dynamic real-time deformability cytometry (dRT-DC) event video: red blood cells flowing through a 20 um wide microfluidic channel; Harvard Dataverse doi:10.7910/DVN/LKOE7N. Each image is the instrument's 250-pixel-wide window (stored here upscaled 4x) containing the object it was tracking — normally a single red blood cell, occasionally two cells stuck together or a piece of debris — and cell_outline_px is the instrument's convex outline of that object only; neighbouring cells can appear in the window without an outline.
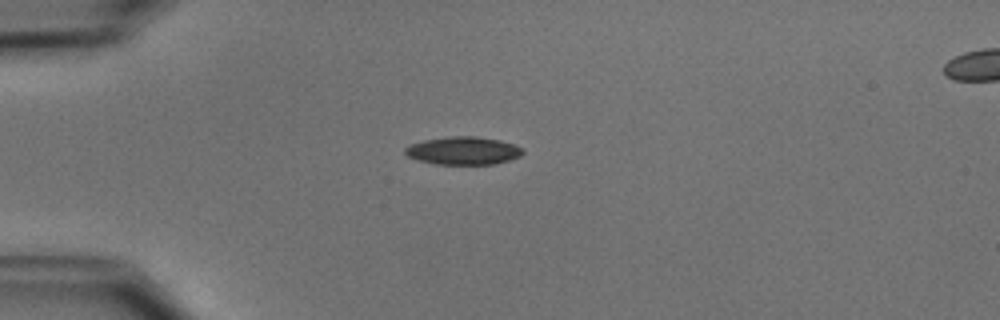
{"species": "common noctule bat (a hibernating species)", "species_latin": "Nyctalus noctula", "temperature_condition": "cold", "stored_images_in_passage": 39, "camera_frame_rate_fps": 3000, "um_per_image_px": 0.085, "animal": {"sex": "male", "body_mass_g": 15.6}, "frame": {"image": 1, "passage_image": 1, "time_ms": 0.0, "image_size_px": [1000, 320], "cell_outline_px": [[524, 152], [520, 156], [496, 164], [436, 164], [420, 160], [408, 156], [404, 152], [404, 148], [412, 144], [424, 140], [448, 136], [476, 136], [500, 140], [516, 144]], "centroid_in_image_um": [39.4, 12.8], "position_along_channel_um": 45.6, "area_um2": 19.07}}
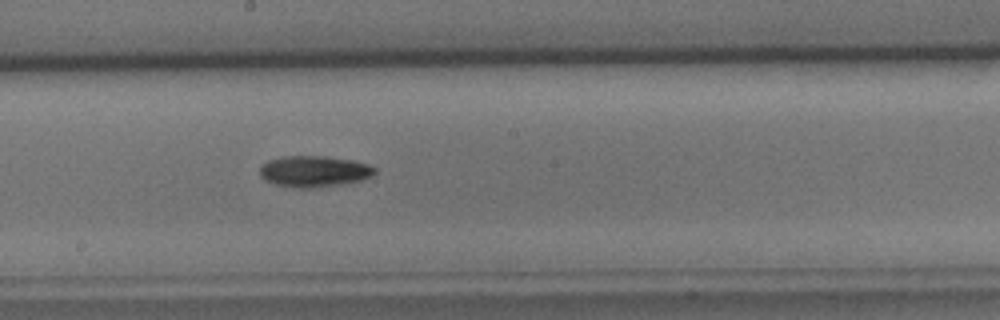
{"frame": {"image": 2, "passage_image": 16, "time_ms": 5.0, "image_size_px": [1000, 320], "cell_outline_px": [[376, 172], [372, 176], [360, 180], [312, 188], [292, 188], [276, 184], [264, 180], [260, 176], [260, 168], [268, 160], [284, 156], [324, 156], [352, 160], [368, 164], [376, 168]], "centroid_in_image_um": [26.68, 14.56], "position_along_channel_um": 221.5, "area_um2": 20.75}}
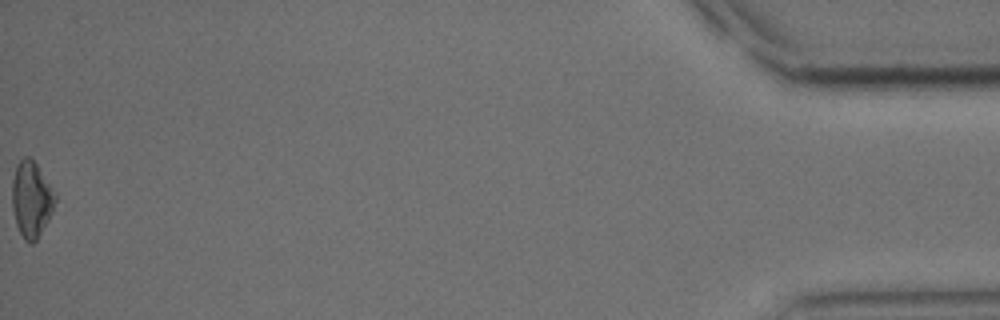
{"frame": {"image": 3, "passage_image": 39, "time_ms": 12.667, "image_size_px": [1000, 320], "cell_outline_px": [[56, 200], [52, 212], [48, 220], [36, 240], [32, 244], [24, 240], [16, 224], [12, 208], [12, 180], [16, 164], [24, 156], [28, 156], [36, 164], [52, 188], [56, 196]], "centroid_in_image_um": [2.65, 16.94], "position_along_channel_um": 432.6, "area_um2": 18.9}, "authors_computed_cell_mechanics": {"area_um2": 19.4786, "velocity_mm_per_s": 3.9452, "shape_relaxation_time_tau1_ms": 3.1887, "shape_relaxation_time_tau2_ms": null, "deformation_change_tau1": 0.0881, "deformation_change_tau2": null}}